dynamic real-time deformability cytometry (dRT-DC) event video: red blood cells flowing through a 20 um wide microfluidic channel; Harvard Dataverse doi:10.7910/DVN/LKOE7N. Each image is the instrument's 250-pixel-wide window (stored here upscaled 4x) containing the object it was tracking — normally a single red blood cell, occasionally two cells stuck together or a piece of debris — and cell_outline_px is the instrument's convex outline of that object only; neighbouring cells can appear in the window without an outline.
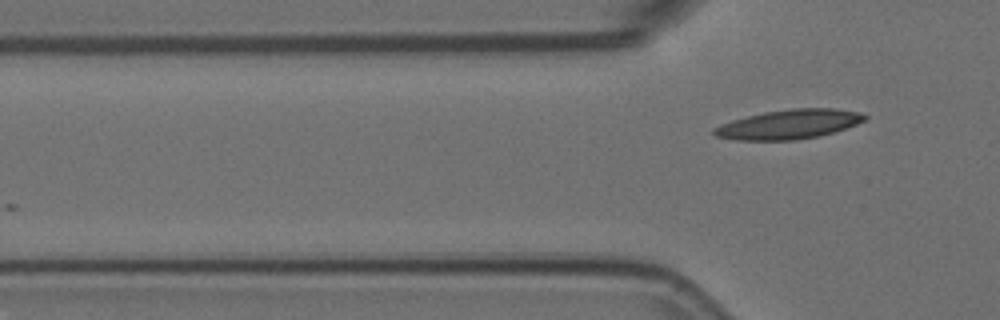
{"species": "Egyptian fruit bat (a non-hibernating species)", "species_latin": "Rousettus aegyptiacus", "temperature_condition": "room temperature", "stored_images_in_passage": 6, "camera_frame_rate_fps": 3000, "um_per_image_px": 0.085, "animal": {"sex": "female"}, "frame": {"image": 1, "passage_image": 6, "time_ms": 1.667, "image_size_px": [1000, 320], "cell_outline_px": [[868, 116], [864, 120], [856, 124], [820, 136], [796, 140], [736, 140], [716, 136], [712, 132], [712, 128], [720, 124], [732, 120], [764, 112], [792, 108], [836, 108], [860, 112]], "centroid_in_image_um": [67.04, 10.56], "position_along_channel_um": 58.8, "area_um2": 25.78}}